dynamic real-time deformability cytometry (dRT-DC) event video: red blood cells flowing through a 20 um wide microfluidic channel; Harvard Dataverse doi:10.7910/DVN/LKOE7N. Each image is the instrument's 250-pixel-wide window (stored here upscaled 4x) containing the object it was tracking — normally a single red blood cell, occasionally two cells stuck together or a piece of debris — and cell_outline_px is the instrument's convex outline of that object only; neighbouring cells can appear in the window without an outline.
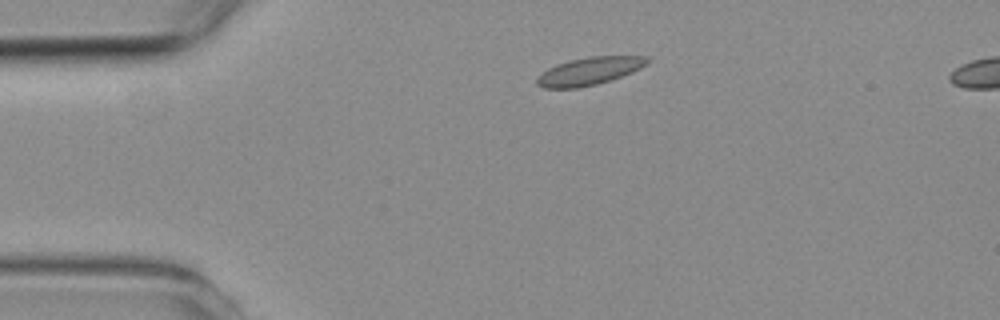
{"species": "common noctule bat (a hibernating species)", "species_latin": "Nyctalus noctula", "temperature_condition": "room temperature", "stored_images_in_passage": 3, "segment_of_instrument_passage": [1, 2], "camera_frame_rate_fps": 3000, "um_per_image_px": 0.085, "animal": {"sex": "female", "body_mass_g": 19.3, "forearm_length_mm": 54.1}, "frame": {"image": 1, "passage_image": 1, "time_ms": 0.0, "image_size_px": [1000, 320], "cell_outline_px": [[652, 60], [648, 64], [632, 72], [596, 84], [576, 88], [544, 88], [536, 84], [536, 76], [548, 68], [556, 64], [568, 60], [588, 56], [648, 56]], "centroid_in_image_um": [50.08, 6.03], "position_along_channel_um": 34.9, "area_um2": 17.92}}